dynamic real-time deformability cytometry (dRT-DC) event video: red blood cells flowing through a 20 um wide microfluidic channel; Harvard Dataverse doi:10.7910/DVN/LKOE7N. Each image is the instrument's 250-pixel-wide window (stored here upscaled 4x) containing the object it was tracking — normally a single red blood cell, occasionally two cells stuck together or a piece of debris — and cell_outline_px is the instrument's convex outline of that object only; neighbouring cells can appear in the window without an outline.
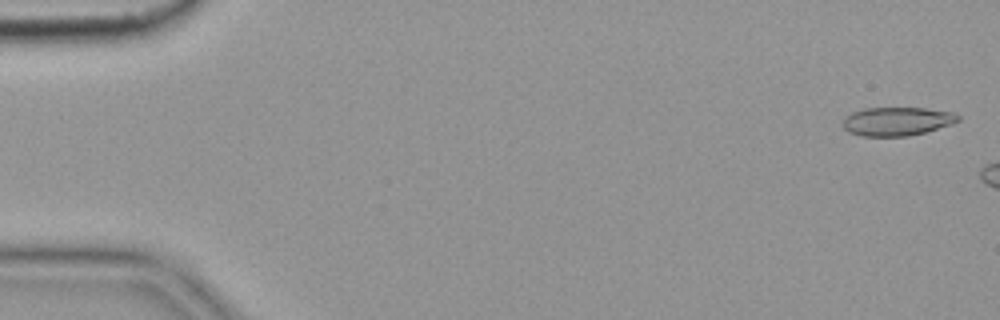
{"species": "common noctule bat (a hibernating species)", "species_latin": "Nyctalus noctula", "temperature_condition": "cold", "stored_images_in_passage": 11, "camera_frame_rate_fps": 3000, "um_per_image_px": 0.085, "animal": {"sex": "female", "body_mass_g": 19.9}, "frame": {"image": 1, "passage_image": 2, "time_ms": 0.333, "image_size_px": [1000, 320], "cell_outline_px": [[960, 120], [952, 124], [924, 132], [908, 136], [864, 136], [848, 132], [844, 128], [844, 120], [852, 112], [864, 108], [924, 108], [952, 112], [960, 116]], "centroid_in_image_um": [76.26, 10.31], "position_along_channel_um": 8.7, "area_um2": 19.02}}